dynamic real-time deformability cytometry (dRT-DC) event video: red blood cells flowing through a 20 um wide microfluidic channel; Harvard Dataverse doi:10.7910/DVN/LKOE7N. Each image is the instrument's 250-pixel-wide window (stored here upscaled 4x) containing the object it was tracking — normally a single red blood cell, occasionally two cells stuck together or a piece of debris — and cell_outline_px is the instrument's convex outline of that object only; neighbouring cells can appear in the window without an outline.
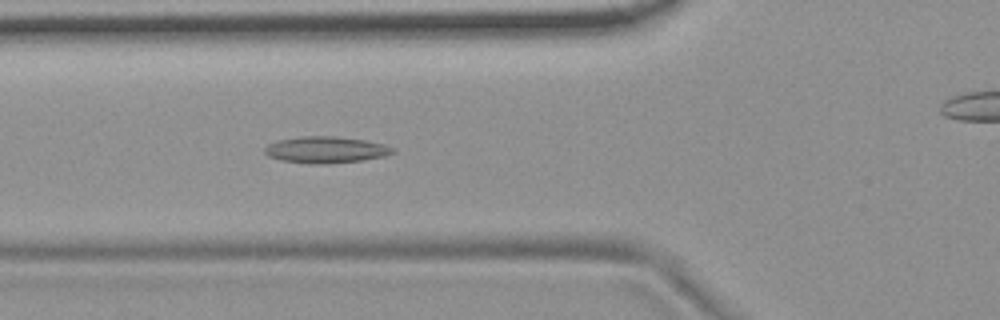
{"species": "common noctule bat (a hibernating species)", "species_latin": "Nyctalus noctula", "temperature_condition": "room temperature", "stored_images_in_passage": 55, "camera_frame_rate_fps": 3000, "um_per_image_px": 0.085, "animal": {"sex": "female", "body_mass_g": 19.9}, "frame": {"image": 1, "passage_image": 20, "time_ms": 6.333, "image_size_px": [1000, 320], "cell_outline_px": [[396, 152], [384, 156], [360, 160], [324, 164], [312, 164], [280, 160], [268, 156], [264, 152], [264, 148], [268, 144], [276, 140], [300, 136], [336, 136], [364, 140], [384, 144], [396, 148]], "centroid_in_image_um": [27.68, 12.72], "position_along_channel_um": 98.1, "area_um2": 19.88}}
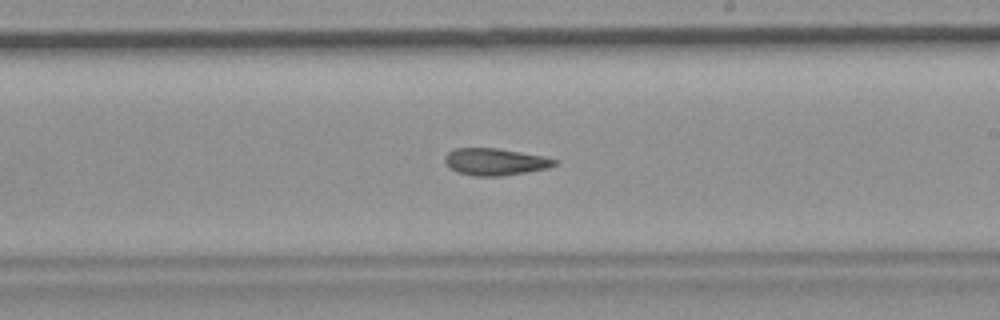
{"frame": {"image": 2, "passage_image": 32, "time_ms": 10.333, "image_size_px": [1000, 320], "cell_outline_px": [[556, 164], [548, 168], [500, 176], [476, 176], [456, 172], [444, 160], [444, 156], [448, 152], [456, 148], [496, 148], [544, 156], [556, 160]], "centroid_in_image_um": [42.07, 13.74], "position_along_channel_um": 246.9, "area_um2": 16.99}}
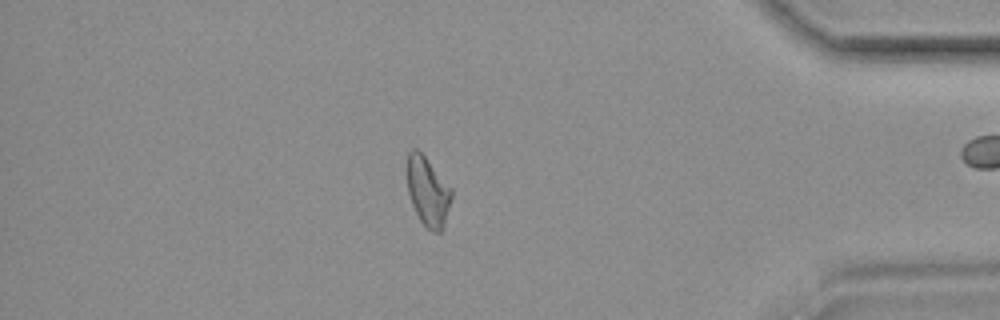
{"frame": {"image": 3, "passage_image": 47, "time_ms": 15.333, "image_size_px": [1000, 320], "cell_outline_px": [[452, 196], [444, 228], [440, 232], [432, 232], [420, 220], [412, 204], [408, 192], [408, 152], [412, 148], [416, 148], [424, 156], [452, 188]], "centroid_in_image_um": [36.39, 16.3], "position_along_channel_um": 398.8, "area_um2": 17.69}, "authors_computed_cell_mechanics": {"area_um2": 18.496, "velocity_mm_per_s": 3.7237, "shape_relaxation_time_tau1_ms": null, "shape_relaxation_time_tau2_ms": 6.6415, "deformation_change_tau1": null, "deformation_change_tau2": 0.1492}}